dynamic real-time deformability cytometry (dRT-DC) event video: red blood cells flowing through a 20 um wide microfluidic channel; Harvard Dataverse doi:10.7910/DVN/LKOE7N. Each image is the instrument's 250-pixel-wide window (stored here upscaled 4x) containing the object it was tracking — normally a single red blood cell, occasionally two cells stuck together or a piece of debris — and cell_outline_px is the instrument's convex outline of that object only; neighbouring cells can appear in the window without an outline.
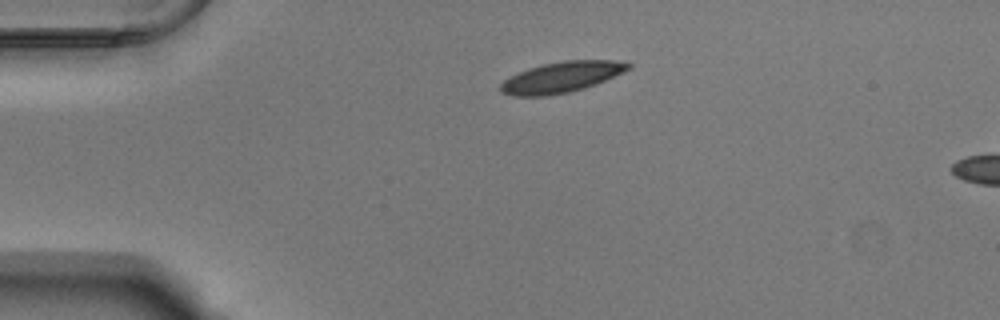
{"species": "Egyptian fruit bat (a non-hibernating species)", "species_latin": "Rousettus aegyptiacus", "temperature_condition": "warm", "stored_images_in_passage": 43, "camera_frame_rate_fps": 3000, "um_per_image_px": 0.085, "animal": {"sex": "male"}, "frame": {"image": 1, "passage_image": 1, "time_ms": 0.0, "image_size_px": [1000, 320], "cell_outline_px": [[632, 68], [596, 84], [584, 88], [568, 92], [548, 96], [512, 96], [500, 92], [500, 84], [508, 76], [528, 68], [544, 64], [564, 60], [612, 60], [632, 64]], "centroid_in_image_um": [47.69, 6.56], "position_along_channel_um": 37.3, "area_um2": 22.95}}
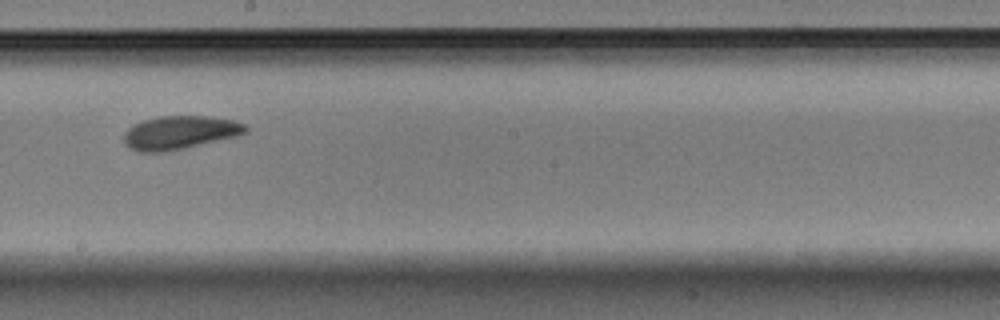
{"frame": {"image": 2, "passage_image": 20, "time_ms": 6.333, "image_size_px": [1000, 320], "cell_outline_px": [[248, 132], [236, 136], [184, 148], [164, 152], [140, 152], [128, 148], [124, 144], [124, 132], [132, 124], [144, 120], [160, 116], [208, 116], [232, 120], [244, 124], [248, 128]], "centroid_in_image_um": [15.24, 11.27], "position_along_channel_um": 233.0, "area_um2": 23.7}}
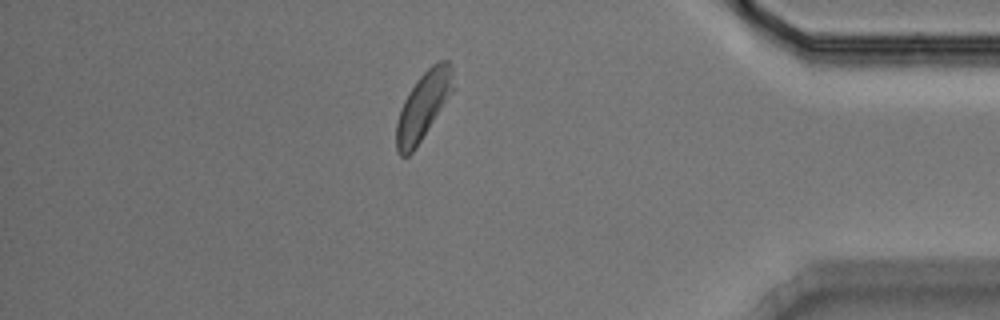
{"frame": {"image": 3, "passage_image": 36, "time_ms": 11.667, "image_size_px": [1000, 320], "cell_outline_px": [[456, 88], [412, 152], [408, 156], [400, 156], [396, 152], [396, 124], [404, 100], [408, 92], [420, 76], [432, 64], [440, 60], [448, 60], [452, 68]], "centroid_in_image_um": [36.0, 8.96], "position_along_channel_um": 399.2, "area_um2": 22.31}, "authors_computed_cell_mechanics": {"area_um2": 22.9466, "velocity_mm_per_s": 3.7163, "shape_relaxation_time_tau1_ms": 2.4715, "shape_relaxation_time_tau2_ms": 2.3146, "deformation_change_tau1": 0.105, "deformation_change_tau2": 0.0702}}